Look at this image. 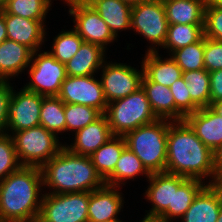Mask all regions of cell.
<instances>
[{
  "label": "cell",
  "mask_w": 222,
  "mask_h": 222,
  "mask_svg": "<svg viewBox=\"0 0 222 222\" xmlns=\"http://www.w3.org/2000/svg\"><path fill=\"white\" fill-rule=\"evenodd\" d=\"M165 172L215 184L214 154L185 121H172L167 133Z\"/></svg>",
  "instance_id": "obj_1"
},
{
  "label": "cell",
  "mask_w": 222,
  "mask_h": 222,
  "mask_svg": "<svg viewBox=\"0 0 222 222\" xmlns=\"http://www.w3.org/2000/svg\"><path fill=\"white\" fill-rule=\"evenodd\" d=\"M42 186L41 169L35 166H20L0 181V222L36 221L43 198Z\"/></svg>",
  "instance_id": "obj_2"
},
{
  "label": "cell",
  "mask_w": 222,
  "mask_h": 222,
  "mask_svg": "<svg viewBox=\"0 0 222 222\" xmlns=\"http://www.w3.org/2000/svg\"><path fill=\"white\" fill-rule=\"evenodd\" d=\"M40 169L43 185L53 194L91 192L105 184L90 156L74 154L66 147Z\"/></svg>",
  "instance_id": "obj_3"
},
{
  "label": "cell",
  "mask_w": 222,
  "mask_h": 222,
  "mask_svg": "<svg viewBox=\"0 0 222 222\" xmlns=\"http://www.w3.org/2000/svg\"><path fill=\"white\" fill-rule=\"evenodd\" d=\"M168 119L142 125L125 134L126 146L135 153L150 173L165 172L167 161Z\"/></svg>",
  "instance_id": "obj_4"
},
{
  "label": "cell",
  "mask_w": 222,
  "mask_h": 222,
  "mask_svg": "<svg viewBox=\"0 0 222 222\" xmlns=\"http://www.w3.org/2000/svg\"><path fill=\"white\" fill-rule=\"evenodd\" d=\"M105 115L112 135L117 136H124L128 132L158 119L153 113L142 87L127 97L108 103Z\"/></svg>",
  "instance_id": "obj_5"
},
{
  "label": "cell",
  "mask_w": 222,
  "mask_h": 222,
  "mask_svg": "<svg viewBox=\"0 0 222 222\" xmlns=\"http://www.w3.org/2000/svg\"><path fill=\"white\" fill-rule=\"evenodd\" d=\"M16 155L21 166L41 168L64 147L59 137L39 125L12 133Z\"/></svg>",
  "instance_id": "obj_6"
},
{
  "label": "cell",
  "mask_w": 222,
  "mask_h": 222,
  "mask_svg": "<svg viewBox=\"0 0 222 222\" xmlns=\"http://www.w3.org/2000/svg\"><path fill=\"white\" fill-rule=\"evenodd\" d=\"M89 192L44 193L38 222H88Z\"/></svg>",
  "instance_id": "obj_7"
},
{
  "label": "cell",
  "mask_w": 222,
  "mask_h": 222,
  "mask_svg": "<svg viewBox=\"0 0 222 222\" xmlns=\"http://www.w3.org/2000/svg\"><path fill=\"white\" fill-rule=\"evenodd\" d=\"M168 26L162 0L145 1L132 7L131 28L152 44L147 52H158L156 46L162 48Z\"/></svg>",
  "instance_id": "obj_8"
},
{
  "label": "cell",
  "mask_w": 222,
  "mask_h": 222,
  "mask_svg": "<svg viewBox=\"0 0 222 222\" xmlns=\"http://www.w3.org/2000/svg\"><path fill=\"white\" fill-rule=\"evenodd\" d=\"M33 52L29 65L30 81L23 87L43 96H57L67 78L65 64L57 61L48 51Z\"/></svg>",
  "instance_id": "obj_9"
},
{
  "label": "cell",
  "mask_w": 222,
  "mask_h": 222,
  "mask_svg": "<svg viewBox=\"0 0 222 222\" xmlns=\"http://www.w3.org/2000/svg\"><path fill=\"white\" fill-rule=\"evenodd\" d=\"M65 2L70 7V16L74 17L73 29L84 42L99 45L106 50V46L115 41L116 37L108 25L85 0H65Z\"/></svg>",
  "instance_id": "obj_10"
},
{
  "label": "cell",
  "mask_w": 222,
  "mask_h": 222,
  "mask_svg": "<svg viewBox=\"0 0 222 222\" xmlns=\"http://www.w3.org/2000/svg\"><path fill=\"white\" fill-rule=\"evenodd\" d=\"M101 69L100 81L107 103L127 97L141 87L143 68L139 71L126 63L105 61Z\"/></svg>",
  "instance_id": "obj_11"
},
{
  "label": "cell",
  "mask_w": 222,
  "mask_h": 222,
  "mask_svg": "<svg viewBox=\"0 0 222 222\" xmlns=\"http://www.w3.org/2000/svg\"><path fill=\"white\" fill-rule=\"evenodd\" d=\"M64 104H80L96 108L102 114L107 109L101 81L93 75L67 76L57 95Z\"/></svg>",
  "instance_id": "obj_12"
},
{
  "label": "cell",
  "mask_w": 222,
  "mask_h": 222,
  "mask_svg": "<svg viewBox=\"0 0 222 222\" xmlns=\"http://www.w3.org/2000/svg\"><path fill=\"white\" fill-rule=\"evenodd\" d=\"M12 90L9 103L7 129L15 133L40 125V112L43 95L22 88L17 93Z\"/></svg>",
  "instance_id": "obj_13"
},
{
  "label": "cell",
  "mask_w": 222,
  "mask_h": 222,
  "mask_svg": "<svg viewBox=\"0 0 222 222\" xmlns=\"http://www.w3.org/2000/svg\"><path fill=\"white\" fill-rule=\"evenodd\" d=\"M187 179L167 172L151 173L145 198L152 203V208L145 217L158 218L167 208H173L174 189H178Z\"/></svg>",
  "instance_id": "obj_14"
},
{
  "label": "cell",
  "mask_w": 222,
  "mask_h": 222,
  "mask_svg": "<svg viewBox=\"0 0 222 222\" xmlns=\"http://www.w3.org/2000/svg\"><path fill=\"white\" fill-rule=\"evenodd\" d=\"M7 39L25 45L33 52L39 51L46 38L45 20H30L4 12ZM39 49V50H38Z\"/></svg>",
  "instance_id": "obj_15"
},
{
  "label": "cell",
  "mask_w": 222,
  "mask_h": 222,
  "mask_svg": "<svg viewBox=\"0 0 222 222\" xmlns=\"http://www.w3.org/2000/svg\"><path fill=\"white\" fill-rule=\"evenodd\" d=\"M119 187L104 184L89 192L88 222H103L118 219L123 206V197Z\"/></svg>",
  "instance_id": "obj_16"
},
{
  "label": "cell",
  "mask_w": 222,
  "mask_h": 222,
  "mask_svg": "<svg viewBox=\"0 0 222 222\" xmlns=\"http://www.w3.org/2000/svg\"><path fill=\"white\" fill-rule=\"evenodd\" d=\"M222 202V184H206L181 218V222H216Z\"/></svg>",
  "instance_id": "obj_17"
},
{
  "label": "cell",
  "mask_w": 222,
  "mask_h": 222,
  "mask_svg": "<svg viewBox=\"0 0 222 222\" xmlns=\"http://www.w3.org/2000/svg\"><path fill=\"white\" fill-rule=\"evenodd\" d=\"M185 121L213 152L222 145V117L210 107L200 108L188 114Z\"/></svg>",
  "instance_id": "obj_18"
},
{
  "label": "cell",
  "mask_w": 222,
  "mask_h": 222,
  "mask_svg": "<svg viewBox=\"0 0 222 222\" xmlns=\"http://www.w3.org/2000/svg\"><path fill=\"white\" fill-rule=\"evenodd\" d=\"M74 134V144H64V147L74 154L84 156L92 155L113 136L105 114Z\"/></svg>",
  "instance_id": "obj_19"
},
{
  "label": "cell",
  "mask_w": 222,
  "mask_h": 222,
  "mask_svg": "<svg viewBox=\"0 0 222 222\" xmlns=\"http://www.w3.org/2000/svg\"><path fill=\"white\" fill-rule=\"evenodd\" d=\"M150 107L158 119L183 121L185 115L175 106V101L170 88L150 81L144 74L141 80Z\"/></svg>",
  "instance_id": "obj_20"
},
{
  "label": "cell",
  "mask_w": 222,
  "mask_h": 222,
  "mask_svg": "<svg viewBox=\"0 0 222 222\" xmlns=\"http://www.w3.org/2000/svg\"><path fill=\"white\" fill-rule=\"evenodd\" d=\"M33 51L25 45L6 39L0 43V80H9L26 70ZM26 68V69H25Z\"/></svg>",
  "instance_id": "obj_21"
},
{
  "label": "cell",
  "mask_w": 222,
  "mask_h": 222,
  "mask_svg": "<svg viewBox=\"0 0 222 222\" xmlns=\"http://www.w3.org/2000/svg\"><path fill=\"white\" fill-rule=\"evenodd\" d=\"M105 51L99 45L83 41L78 52L65 64L67 76H95L105 62Z\"/></svg>",
  "instance_id": "obj_22"
},
{
  "label": "cell",
  "mask_w": 222,
  "mask_h": 222,
  "mask_svg": "<svg viewBox=\"0 0 222 222\" xmlns=\"http://www.w3.org/2000/svg\"><path fill=\"white\" fill-rule=\"evenodd\" d=\"M159 56L158 52L145 53L141 67L143 74L152 82L169 87L182 77L183 71L178 64L170 57Z\"/></svg>",
  "instance_id": "obj_23"
},
{
  "label": "cell",
  "mask_w": 222,
  "mask_h": 222,
  "mask_svg": "<svg viewBox=\"0 0 222 222\" xmlns=\"http://www.w3.org/2000/svg\"><path fill=\"white\" fill-rule=\"evenodd\" d=\"M85 1L99 13L116 38L120 30L131 29V6L119 0Z\"/></svg>",
  "instance_id": "obj_24"
},
{
  "label": "cell",
  "mask_w": 222,
  "mask_h": 222,
  "mask_svg": "<svg viewBox=\"0 0 222 222\" xmlns=\"http://www.w3.org/2000/svg\"><path fill=\"white\" fill-rule=\"evenodd\" d=\"M169 25H204L206 0H162Z\"/></svg>",
  "instance_id": "obj_25"
},
{
  "label": "cell",
  "mask_w": 222,
  "mask_h": 222,
  "mask_svg": "<svg viewBox=\"0 0 222 222\" xmlns=\"http://www.w3.org/2000/svg\"><path fill=\"white\" fill-rule=\"evenodd\" d=\"M146 175L149 178L151 173L143 165L142 161L127 146L123 149L114 171L104 180L105 184L121 187L125 180L134 179L136 176Z\"/></svg>",
  "instance_id": "obj_26"
},
{
  "label": "cell",
  "mask_w": 222,
  "mask_h": 222,
  "mask_svg": "<svg viewBox=\"0 0 222 222\" xmlns=\"http://www.w3.org/2000/svg\"><path fill=\"white\" fill-rule=\"evenodd\" d=\"M125 147L126 142L124 137L113 135L105 144L90 155L97 173L103 180L114 171L116 163Z\"/></svg>",
  "instance_id": "obj_27"
},
{
  "label": "cell",
  "mask_w": 222,
  "mask_h": 222,
  "mask_svg": "<svg viewBox=\"0 0 222 222\" xmlns=\"http://www.w3.org/2000/svg\"><path fill=\"white\" fill-rule=\"evenodd\" d=\"M203 183L198 179H187L178 189H174L173 208H167L158 218L164 222L182 218L194 198L206 186Z\"/></svg>",
  "instance_id": "obj_28"
},
{
  "label": "cell",
  "mask_w": 222,
  "mask_h": 222,
  "mask_svg": "<svg viewBox=\"0 0 222 222\" xmlns=\"http://www.w3.org/2000/svg\"><path fill=\"white\" fill-rule=\"evenodd\" d=\"M65 104L58 96H44L41 104L40 125L58 137L65 132Z\"/></svg>",
  "instance_id": "obj_29"
},
{
  "label": "cell",
  "mask_w": 222,
  "mask_h": 222,
  "mask_svg": "<svg viewBox=\"0 0 222 222\" xmlns=\"http://www.w3.org/2000/svg\"><path fill=\"white\" fill-rule=\"evenodd\" d=\"M204 25L172 24L168 26L164 49L174 50L198 42L204 36Z\"/></svg>",
  "instance_id": "obj_30"
},
{
  "label": "cell",
  "mask_w": 222,
  "mask_h": 222,
  "mask_svg": "<svg viewBox=\"0 0 222 222\" xmlns=\"http://www.w3.org/2000/svg\"><path fill=\"white\" fill-rule=\"evenodd\" d=\"M191 100L199 107H210V74L205 69L183 72Z\"/></svg>",
  "instance_id": "obj_31"
},
{
  "label": "cell",
  "mask_w": 222,
  "mask_h": 222,
  "mask_svg": "<svg viewBox=\"0 0 222 222\" xmlns=\"http://www.w3.org/2000/svg\"><path fill=\"white\" fill-rule=\"evenodd\" d=\"M205 36L198 42L174 50L169 55L183 72L205 69L204 65Z\"/></svg>",
  "instance_id": "obj_32"
},
{
  "label": "cell",
  "mask_w": 222,
  "mask_h": 222,
  "mask_svg": "<svg viewBox=\"0 0 222 222\" xmlns=\"http://www.w3.org/2000/svg\"><path fill=\"white\" fill-rule=\"evenodd\" d=\"M51 0H7L4 12L30 20H45Z\"/></svg>",
  "instance_id": "obj_33"
},
{
  "label": "cell",
  "mask_w": 222,
  "mask_h": 222,
  "mask_svg": "<svg viewBox=\"0 0 222 222\" xmlns=\"http://www.w3.org/2000/svg\"><path fill=\"white\" fill-rule=\"evenodd\" d=\"M53 40L52 50L48 52L63 64L72 59L83 43V39L74 29L61 31Z\"/></svg>",
  "instance_id": "obj_34"
},
{
  "label": "cell",
  "mask_w": 222,
  "mask_h": 222,
  "mask_svg": "<svg viewBox=\"0 0 222 222\" xmlns=\"http://www.w3.org/2000/svg\"><path fill=\"white\" fill-rule=\"evenodd\" d=\"M65 132H76L98 119L102 113L94 107L80 104H65Z\"/></svg>",
  "instance_id": "obj_35"
},
{
  "label": "cell",
  "mask_w": 222,
  "mask_h": 222,
  "mask_svg": "<svg viewBox=\"0 0 222 222\" xmlns=\"http://www.w3.org/2000/svg\"><path fill=\"white\" fill-rule=\"evenodd\" d=\"M20 166L11 133L0 134V181Z\"/></svg>",
  "instance_id": "obj_36"
},
{
  "label": "cell",
  "mask_w": 222,
  "mask_h": 222,
  "mask_svg": "<svg viewBox=\"0 0 222 222\" xmlns=\"http://www.w3.org/2000/svg\"><path fill=\"white\" fill-rule=\"evenodd\" d=\"M204 36L222 41V7L206 4L204 10Z\"/></svg>",
  "instance_id": "obj_37"
},
{
  "label": "cell",
  "mask_w": 222,
  "mask_h": 222,
  "mask_svg": "<svg viewBox=\"0 0 222 222\" xmlns=\"http://www.w3.org/2000/svg\"><path fill=\"white\" fill-rule=\"evenodd\" d=\"M175 101V106L185 115L191 114L200 109L192 100L185 81L181 77L170 86Z\"/></svg>",
  "instance_id": "obj_38"
},
{
  "label": "cell",
  "mask_w": 222,
  "mask_h": 222,
  "mask_svg": "<svg viewBox=\"0 0 222 222\" xmlns=\"http://www.w3.org/2000/svg\"><path fill=\"white\" fill-rule=\"evenodd\" d=\"M204 65L208 72L222 69V41L205 37Z\"/></svg>",
  "instance_id": "obj_39"
},
{
  "label": "cell",
  "mask_w": 222,
  "mask_h": 222,
  "mask_svg": "<svg viewBox=\"0 0 222 222\" xmlns=\"http://www.w3.org/2000/svg\"><path fill=\"white\" fill-rule=\"evenodd\" d=\"M8 80H0V134H5L9 116V103L13 87Z\"/></svg>",
  "instance_id": "obj_40"
},
{
  "label": "cell",
  "mask_w": 222,
  "mask_h": 222,
  "mask_svg": "<svg viewBox=\"0 0 222 222\" xmlns=\"http://www.w3.org/2000/svg\"><path fill=\"white\" fill-rule=\"evenodd\" d=\"M210 74V105L222 101V69L209 72Z\"/></svg>",
  "instance_id": "obj_41"
},
{
  "label": "cell",
  "mask_w": 222,
  "mask_h": 222,
  "mask_svg": "<svg viewBox=\"0 0 222 222\" xmlns=\"http://www.w3.org/2000/svg\"><path fill=\"white\" fill-rule=\"evenodd\" d=\"M215 184H222V145L214 152Z\"/></svg>",
  "instance_id": "obj_42"
},
{
  "label": "cell",
  "mask_w": 222,
  "mask_h": 222,
  "mask_svg": "<svg viewBox=\"0 0 222 222\" xmlns=\"http://www.w3.org/2000/svg\"><path fill=\"white\" fill-rule=\"evenodd\" d=\"M7 39V29L4 19V11L0 12V43Z\"/></svg>",
  "instance_id": "obj_43"
},
{
  "label": "cell",
  "mask_w": 222,
  "mask_h": 222,
  "mask_svg": "<svg viewBox=\"0 0 222 222\" xmlns=\"http://www.w3.org/2000/svg\"><path fill=\"white\" fill-rule=\"evenodd\" d=\"M210 108L222 117V101H217L210 105Z\"/></svg>",
  "instance_id": "obj_44"
},
{
  "label": "cell",
  "mask_w": 222,
  "mask_h": 222,
  "mask_svg": "<svg viewBox=\"0 0 222 222\" xmlns=\"http://www.w3.org/2000/svg\"><path fill=\"white\" fill-rule=\"evenodd\" d=\"M119 1L129 5L131 7H133V6H136V5H138V4L142 3V2L151 1V0H119Z\"/></svg>",
  "instance_id": "obj_45"
},
{
  "label": "cell",
  "mask_w": 222,
  "mask_h": 222,
  "mask_svg": "<svg viewBox=\"0 0 222 222\" xmlns=\"http://www.w3.org/2000/svg\"><path fill=\"white\" fill-rule=\"evenodd\" d=\"M206 4L222 7V0H206Z\"/></svg>",
  "instance_id": "obj_46"
},
{
  "label": "cell",
  "mask_w": 222,
  "mask_h": 222,
  "mask_svg": "<svg viewBox=\"0 0 222 222\" xmlns=\"http://www.w3.org/2000/svg\"><path fill=\"white\" fill-rule=\"evenodd\" d=\"M141 222H164V221L160 220L159 218L144 217Z\"/></svg>",
  "instance_id": "obj_47"
},
{
  "label": "cell",
  "mask_w": 222,
  "mask_h": 222,
  "mask_svg": "<svg viewBox=\"0 0 222 222\" xmlns=\"http://www.w3.org/2000/svg\"><path fill=\"white\" fill-rule=\"evenodd\" d=\"M7 0H0V12H2L5 8Z\"/></svg>",
  "instance_id": "obj_48"
},
{
  "label": "cell",
  "mask_w": 222,
  "mask_h": 222,
  "mask_svg": "<svg viewBox=\"0 0 222 222\" xmlns=\"http://www.w3.org/2000/svg\"><path fill=\"white\" fill-rule=\"evenodd\" d=\"M216 222H222V202H221V207H220V212H219V216Z\"/></svg>",
  "instance_id": "obj_49"
},
{
  "label": "cell",
  "mask_w": 222,
  "mask_h": 222,
  "mask_svg": "<svg viewBox=\"0 0 222 222\" xmlns=\"http://www.w3.org/2000/svg\"><path fill=\"white\" fill-rule=\"evenodd\" d=\"M103 222H122L120 219H114V220H108V221H103Z\"/></svg>",
  "instance_id": "obj_50"
}]
</instances>
